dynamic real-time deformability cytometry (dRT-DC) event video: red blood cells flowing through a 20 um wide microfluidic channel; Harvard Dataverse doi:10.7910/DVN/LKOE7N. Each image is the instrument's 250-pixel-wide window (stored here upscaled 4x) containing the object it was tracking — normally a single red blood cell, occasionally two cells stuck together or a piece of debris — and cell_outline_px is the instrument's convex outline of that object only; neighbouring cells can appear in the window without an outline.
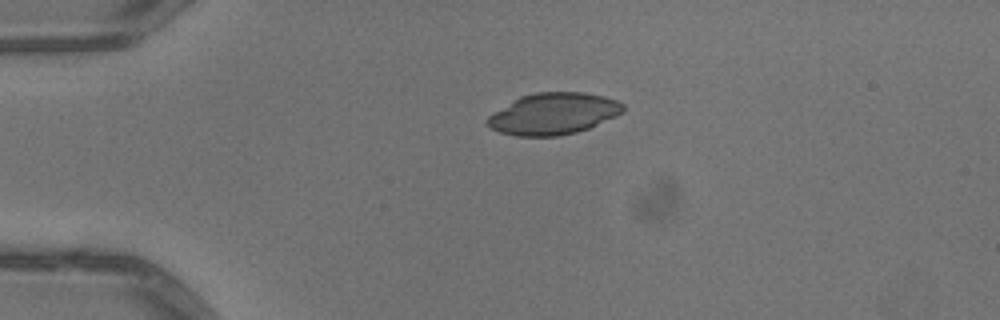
{"species": "common noctule bat (a hibernating species)", "species_latin": "Nyctalus noctula", "temperature_condition": "warm", "stored_images_in_passage": 40, "camera_frame_rate_fps": 3000, "um_per_image_px": 0.085, "animal": {"sex": "male", "body_mass_g": 13.3}, "frame": {"image": 1, "passage_image": 1, "time_ms": 0.0, "image_size_px": [1000, 320], "cell_outline_px": [[624, 112], [616, 116], [588, 128], [576, 132], [556, 136], [516, 136], [500, 132], [492, 128], [484, 120], [488, 116], [520, 96], [536, 92], [584, 92], [604, 96], [616, 100], [624, 104]], "centroid_in_image_um": [47.05, 9.66], "position_along_channel_um": 38.0, "area_um2": 32.71}}
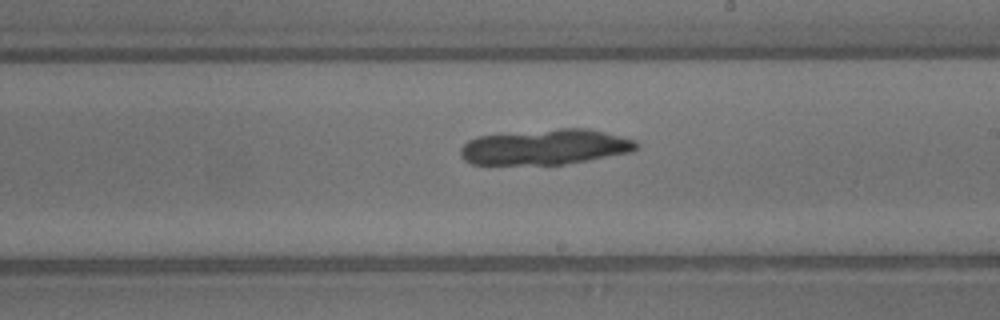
{"frame": {"image": 2, "passage_image": 19, "time_ms": 6.0, "image_size_px": [1000, 320], "cell_outline_px": [[640, 144], [632, 152], [588, 160], [564, 164], [472, 164], [464, 160], [460, 156], [460, 148], [468, 140], [476, 136], [560, 128], [588, 128], [636, 140]], "centroid_in_image_um": [46.35, 12.49], "position_along_channel_um": 242.7, "area_um2": 36.3}}
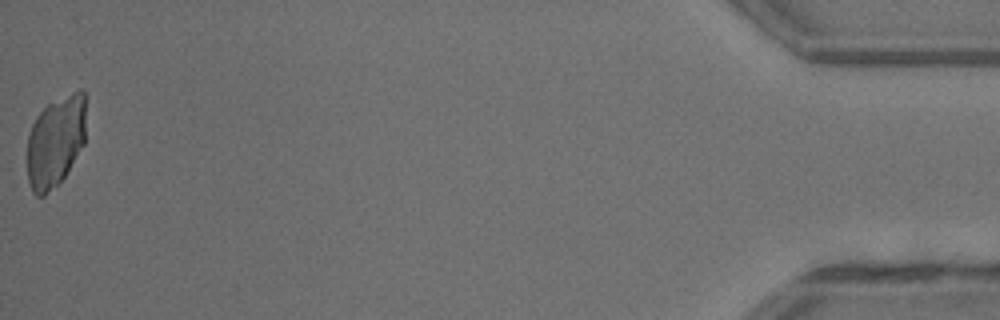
{"frame": {"image": 3, "passage_image": 40, "time_ms": 13.0, "image_size_px": [1000, 320], "cell_outline_px": [[84, 144], [64, 176], [44, 196], [36, 196], [32, 192], [28, 180], [28, 136], [32, 124], [36, 116], [48, 104], [80, 88], [84, 92]], "centroid_in_image_um": [4.7, 12.02], "position_along_channel_um": 430.5, "area_um2": 30.75}}